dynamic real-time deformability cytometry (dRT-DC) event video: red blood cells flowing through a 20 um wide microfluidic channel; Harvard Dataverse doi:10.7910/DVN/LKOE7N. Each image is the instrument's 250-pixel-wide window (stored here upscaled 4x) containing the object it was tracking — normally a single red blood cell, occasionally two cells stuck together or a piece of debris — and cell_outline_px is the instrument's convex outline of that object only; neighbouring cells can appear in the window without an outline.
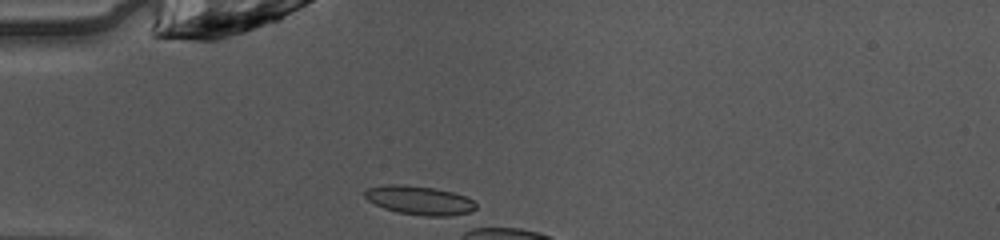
{"species": "common noctule bat (a hibernating species)", "species_latin": "Nyctalus noctula", "temperature_condition": "warm", "stored_images_in_passage": 4, "camera_frame_rate_fps": 3000, "um_per_image_px": 0.085, "animal": {"sex": "female", "body_mass_g": 10.0, "forearm_length_mm": 53.1}, "frame": {"image": 1, "passage_image": 1, "time_ms": 0.0, "image_size_px": [1000, 240], "cell_outline_px": [[476, 208], [468, 216], [424, 216], [400, 212], [384, 208], [368, 200], [364, 196], [364, 192], [368, 188], [384, 184], [404, 184], [436, 188], [452, 192], [464, 196], [472, 200], [476, 204]], "centroid_in_image_um": [35.71, 17.03], "position_along_channel_um": 49.3, "area_um2": 18.96}}